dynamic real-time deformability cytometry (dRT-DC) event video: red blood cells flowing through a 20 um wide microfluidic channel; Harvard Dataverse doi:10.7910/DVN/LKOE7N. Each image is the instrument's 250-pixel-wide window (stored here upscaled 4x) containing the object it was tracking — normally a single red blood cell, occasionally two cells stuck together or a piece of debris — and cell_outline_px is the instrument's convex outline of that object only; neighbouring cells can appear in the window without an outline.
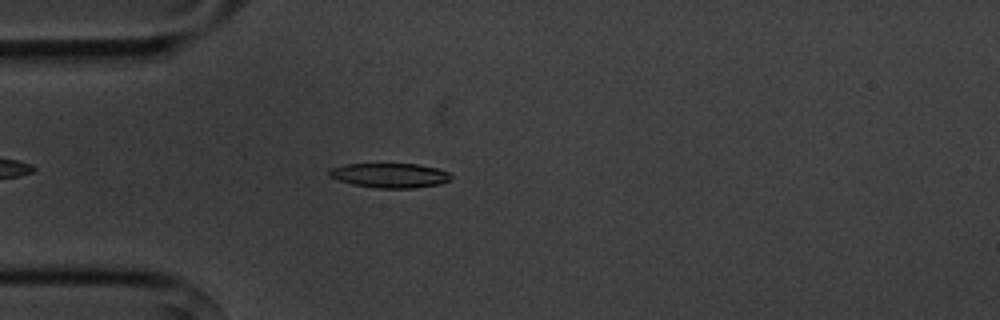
{"species": "common noctule bat (a hibernating species)", "species_latin": "Nyctalus noctula", "temperature_condition": "cold", "stored_images_in_passage": 1, "camera_frame_rate_fps": 3000, "um_per_image_px": 0.085, "animal": {"sex": "male", "body_mass_g": 20.1, "forearm_length_mm": 53.5}, "frame": {"image": 1, "passage_image": 1, "time_ms": 0.0, "image_size_px": [1000, 320], "cell_outline_px": [[452, 180], [440, 184], [412, 188], [376, 188], [352, 184], [328, 176], [328, 172], [332, 168], [344, 164], [420, 164], [436, 168], [448, 172], [452, 176]], "centroid_in_image_um": [33.16, 14.91], "position_along_channel_um": 51.8, "area_um2": 17.46}}